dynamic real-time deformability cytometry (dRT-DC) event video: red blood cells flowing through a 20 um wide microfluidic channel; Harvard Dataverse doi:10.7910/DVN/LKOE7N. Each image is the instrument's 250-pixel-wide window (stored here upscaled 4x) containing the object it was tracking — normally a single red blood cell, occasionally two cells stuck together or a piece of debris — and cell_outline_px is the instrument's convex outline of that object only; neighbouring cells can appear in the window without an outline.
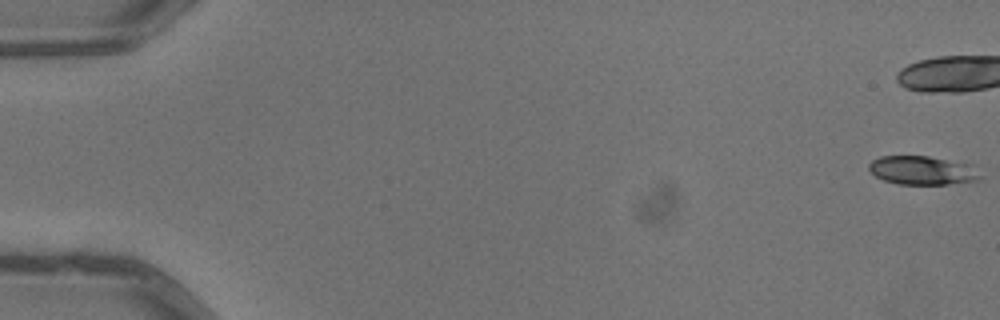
{"species": "common noctule bat (a hibernating species)", "species_latin": "Nyctalus noctula", "temperature_condition": "warm", "stored_images_in_passage": 6, "camera_frame_rate_fps": 3000, "um_per_image_px": 0.085, "animal": {"sex": "male", "body_mass_g": 13.3}, "frame": {"image": 1, "passage_image": 1, "time_ms": 0.0, "image_size_px": [1000, 320], "cell_outline_px": [[980, 180], [948, 184], [900, 184], [884, 180], [876, 176], [868, 168], [868, 164], [872, 160], [880, 156], [928, 156], [972, 164], [980, 176]], "centroid_in_image_um": [78.4, 14.47], "position_along_channel_um": 6.6, "area_um2": 18.55}}